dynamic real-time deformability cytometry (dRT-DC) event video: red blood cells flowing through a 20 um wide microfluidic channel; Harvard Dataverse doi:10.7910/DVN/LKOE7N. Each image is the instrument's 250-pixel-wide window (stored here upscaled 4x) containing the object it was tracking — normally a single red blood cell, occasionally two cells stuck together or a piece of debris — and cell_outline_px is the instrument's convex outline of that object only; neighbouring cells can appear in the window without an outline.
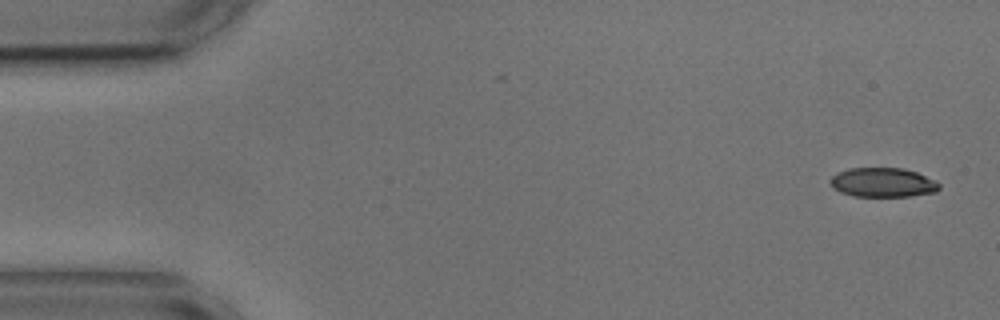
{"species": "common noctule bat (a hibernating species)", "species_latin": "Nyctalus noctula", "temperature_condition": "cold", "stored_images_in_passage": 41, "camera_frame_rate_fps": 3000, "um_per_image_px": 0.085, "animal": {"sex": "male", "body_mass_g": 17.9, "forearm_length_mm": 54.2}, "frame": {"image": 1, "passage_image": 1, "time_ms": 0.0, "image_size_px": [1000, 320], "cell_outline_px": [[940, 188], [936, 192], [908, 196], [852, 196], [840, 192], [832, 188], [828, 180], [836, 172], [848, 168], [904, 168], [916, 172], [936, 180], [940, 184]], "centroid_in_image_um": [75.01, 15.5], "position_along_channel_um": 10.0, "area_um2": 18.84}}
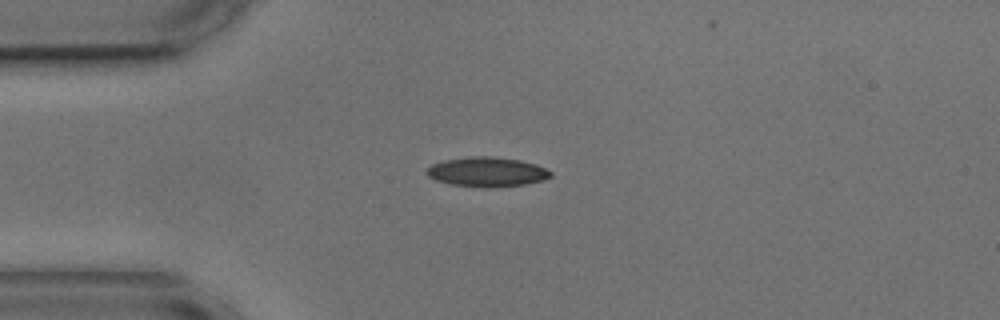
{"frame": {"image": 2, "passage_image": 12, "time_ms": 3.667, "image_size_px": [1000, 320], "cell_outline_px": [[552, 176], [544, 180], [524, 184], [492, 188], [480, 188], [452, 184], [436, 180], [428, 176], [424, 172], [432, 164], [444, 160], [472, 156], [488, 156], [520, 160], [536, 164], [552, 172]], "centroid_in_image_um": [41.39, 14.62], "position_along_channel_um": 43.6, "area_um2": 21.44}}
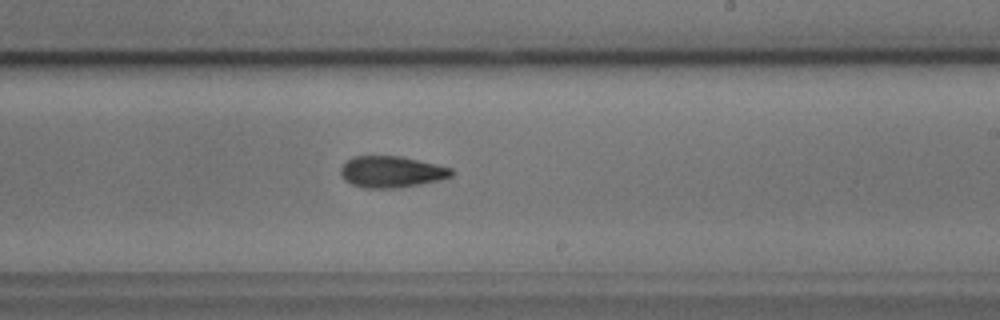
{"frame": {"image": 3, "passage_image": 31, "time_ms": 10.0, "image_size_px": [1000, 320], "cell_outline_px": [[456, 172], [452, 176], [440, 180], [420, 184], [392, 188], [364, 188], [352, 184], [344, 180], [340, 176], [340, 168], [352, 156], [400, 156], [436, 164], [452, 168]], "centroid_in_image_um": [33.27, 14.6], "position_along_channel_um": 255.7, "area_um2": 20.35}}